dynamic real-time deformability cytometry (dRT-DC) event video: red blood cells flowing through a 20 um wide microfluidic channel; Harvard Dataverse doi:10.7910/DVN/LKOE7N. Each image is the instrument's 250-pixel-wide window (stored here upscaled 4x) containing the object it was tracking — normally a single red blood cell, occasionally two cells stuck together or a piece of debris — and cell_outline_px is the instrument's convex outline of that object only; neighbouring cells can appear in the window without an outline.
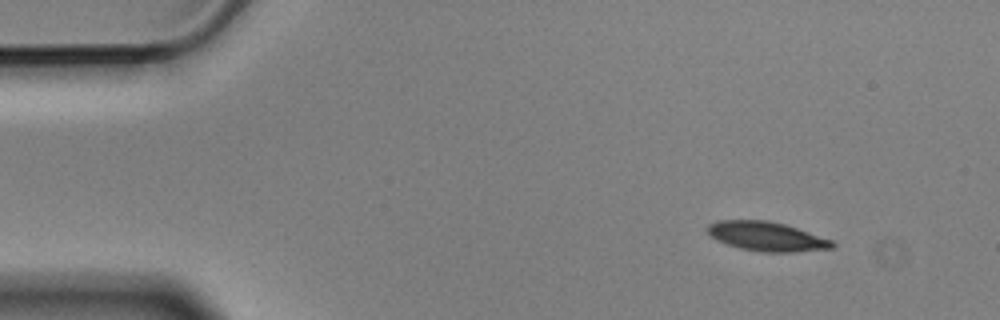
{"species": "Egyptian fruit bat (a non-hibernating species)", "species_latin": "Rousettus aegyptiacus", "temperature_condition": "cold", "stored_images_in_passage": 5, "camera_frame_rate_fps": 3000, "um_per_image_px": 0.085, "animal": {"sex": "male"}, "frame": {"image": 1, "passage_image": 1, "time_ms": 0.0, "image_size_px": [1000, 320], "cell_outline_px": [[836, 244], [832, 248], [792, 252], [760, 252], [740, 248], [716, 240], [708, 232], [708, 224], [716, 220], [768, 220], [784, 224], [832, 240]], "centroid_in_image_um": [65.15, 20.09], "position_along_channel_um": 19.9, "area_um2": 21.1}}
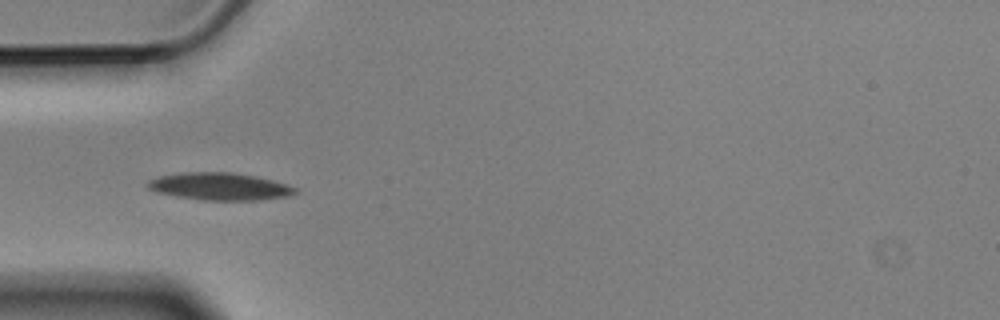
{"frame": {"image": 2, "passage_image": 4, "time_ms": 1.0, "image_size_px": [1000, 320], "cell_outline_px": [[296, 192], [288, 196], [260, 200], [204, 200], [176, 196], [156, 192], [148, 188], [148, 180], [160, 176], [184, 172], [232, 172], [256, 176], [272, 180], [296, 188]], "centroid_in_image_um": [18.66, 15.84], "position_along_channel_um": 66.3, "area_um2": 23.35}}
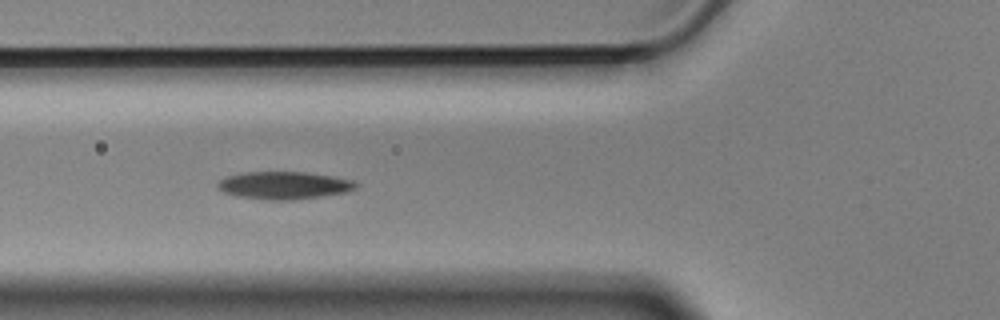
{"frame": {"image": 3, "passage_image": 5, "time_ms": 1.333, "image_size_px": [1000, 320], "cell_outline_px": [[356, 188], [348, 192], [320, 196], [288, 200], [268, 200], [236, 196], [224, 192], [216, 184], [220, 180], [228, 176], [240, 172], [304, 172], [332, 176], [352, 180], [356, 184]], "centroid_in_image_um": [24.12, 15.75], "position_along_channel_um": 101.7, "area_um2": 22.02}}